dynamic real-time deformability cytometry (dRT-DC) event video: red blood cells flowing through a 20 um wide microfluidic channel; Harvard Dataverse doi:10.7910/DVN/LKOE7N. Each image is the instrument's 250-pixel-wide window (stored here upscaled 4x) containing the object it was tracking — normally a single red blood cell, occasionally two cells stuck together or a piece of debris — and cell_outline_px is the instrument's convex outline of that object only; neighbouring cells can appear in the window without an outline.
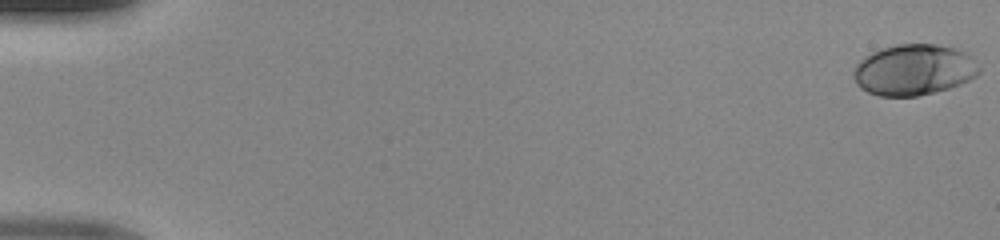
{"species": "human", "species_latin": "Homo sapiens", "temperature_condition": "room temperature", "stored_images_in_passage": 49, "camera_frame_rate_fps": 3000, "um_per_image_px": 0.085, "donor": {"sex": "male"}, "frame": {"image": 1, "passage_image": 1, "time_ms": 0.0, "image_size_px": [1000, 240], "cell_outline_px": [[980, 72], [976, 76], [960, 84], [948, 88], [916, 96], [880, 96], [868, 92], [860, 88], [856, 84], [852, 76], [852, 72], [856, 64], [860, 60], [872, 52], [880, 48], [896, 44], [936, 44], [956, 48], [968, 52], [980, 68]], "centroid_in_image_um": [77.66, 5.92], "position_along_channel_um": 7.3, "area_um2": 37.51}}
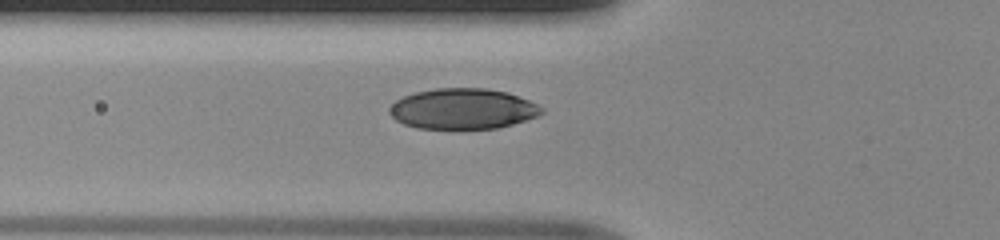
{"frame": {"image": 2, "passage_image": 19, "time_ms": 6.0, "image_size_px": [1000, 240], "cell_outline_px": [[544, 112], [536, 116], [512, 124], [496, 128], [416, 128], [404, 124], [396, 120], [388, 112], [388, 108], [396, 100], [404, 96], [416, 92], [436, 88], [484, 88], [508, 92], [528, 100], [544, 108]], "centroid_in_image_um": [39.32, 9.24], "position_along_channel_um": 86.5, "area_um2": 35.78}}
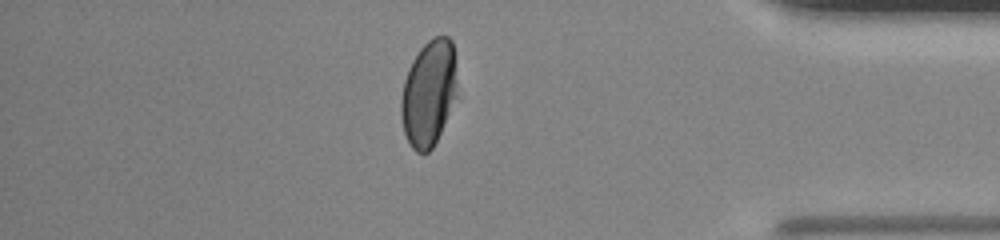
{"frame": {"image": 3, "passage_image": 43, "time_ms": 14.0, "image_size_px": [1000, 240], "cell_outline_px": [[456, 96], [440, 132], [432, 148], [428, 152], [416, 152], [412, 148], [404, 132], [400, 116], [400, 100], [404, 80], [408, 68], [412, 60], [420, 48], [432, 36], [448, 36], [452, 40], [456, 92]], "centroid_in_image_um": [36.4, 7.9], "position_along_channel_um": 398.8, "area_um2": 34.28}}